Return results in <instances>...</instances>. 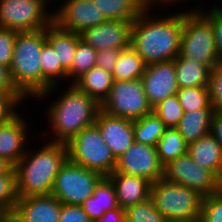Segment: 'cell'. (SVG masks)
Wrapping results in <instances>:
<instances>
[{
	"label": "cell",
	"instance_id": "cell-21",
	"mask_svg": "<svg viewBox=\"0 0 222 222\" xmlns=\"http://www.w3.org/2000/svg\"><path fill=\"white\" fill-rule=\"evenodd\" d=\"M40 63L42 68V93L35 98L36 101L38 100L37 102L48 99L54 90L56 93V89L62 84L59 81L65 79L67 82V72L61 67L60 62H57L56 51L47 41L42 47Z\"/></svg>",
	"mask_w": 222,
	"mask_h": 222
},
{
	"label": "cell",
	"instance_id": "cell-10",
	"mask_svg": "<svg viewBox=\"0 0 222 222\" xmlns=\"http://www.w3.org/2000/svg\"><path fill=\"white\" fill-rule=\"evenodd\" d=\"M101 110L109 115L130 120L140 119L153 112L141 79L113 80L109 96L102 102Z\"/></svg>",
	"mask_w": 222,
	"mask_h": 222
},
{
	"label": "cell",
	"instance_id": "cell-14",
	"mask_svg": "<svg viewBox=\"0 0 222 222\" xmlns=\"http://www.w3.org/2000/svg\"><path fill=\"white\" fill-rule=\"evenodd\" d=\"M141 80L152 108L179 89L174 60L147 65Z\"/></svg>",
	"mask_w": 222,
	"mask_h": 222
},
{
	"label": "cell",
	"instance_id": "cell-28",
	"mask_svg": "<svg viewBox=\"0 0 222 222\" xmlns=\"http://www.w3.org/2000/svg\"><path fill=\"white\" fill-rule=\"evenodd\" d=\"M147 64L130 46L121 50L112 71L113 80L131 81L141 79Z\"/></svg>",
	"mask_w": 222,
	"mask_h": 222
},
{
	"label": "cell",
	"instance_id": "cell-38",
	"mask_svg": "<svg viewBox=\"0 0 222 222\" xmlns=\"http://www.w3.org/2000/svg\"><path fill=\"white\" fill-rule=\"evenodd\" d=\"M26 97L20 91H0V119L6 121L18 113ZM17 107V108H16Z\"/></svg>",
	"mask_w": 222,
	"mask_h": 222
},
{
	"label": "cell",
	"instance_id": "cell-11",
	"mask_svg": "<svg viewBox=\"0 0 222 222\" xmlns=\"http://www.w3.org/2000/svg\"><path fill=\"white\" fill-rule=\"evenodd\" d=\"M163 179L197 191L203 197L222 190V182L209 170L202 168L186 153L163 167Z\"/></svg>",
	"mask_w": 222,
	"mask_h": 222
},
{
	"label": "cell",
	"instance_id": "cell-32",
	"mask_svg": "<svg viewBox=\"0 0 222 222\" xmlns=\"http://www.w3.org/2000/svg\"><path fill=\"white\" fill-rule=\"evenodd\" d=\"M177 96L184 112L213 108L208 87L179 88Z\"/></svg>",
	"mask_w": 222,
	"mask_h": 222
},
{
	"label": "cell",
	"instance_id": "cell-34",
	"mask_svg": "<svg viewBox=\"0 0 222 222\" xmlns=\"http://www.w3.org/2000/svg\"><path fill=\"white\" fill-rule=\"evenodd\" d=\"M125 222H167L151 198L125 209Z\"/></svg>",
	"mask_w": 222,
	"mask_h": 222
},
{
	"label": "cell",
	"instance_id": "cell-24",
	"mask_svg": "<svg viewBox=\"0 0 222 222\" xmlns=\"http://www.w3.org/2000/svg\"><path fill=\"white\" fill-rule=\"evenodd\" d=\"M213 108H201L184 112L180 122L175 127L187 144H190L210 133Z\"/></svg>",
	"mask_w": 222,
	"mask_h": 222
},
{
	"label": "cell",
	"instance_id": "cell-17",
	"mask_svg": "<svg viewBox=\"0 0 222 222\" xmlns=\"http://www.w3.org/2000/svg\"><path fill=\"white\" fill-rule=\"evenodd\" d=\"M117 160L135 142L133 120L100 110L94 123Z\"/></svg>",
	"mask_w": 222,
	"mask_h": 222
},
{
	"label": "cell",
	"instance_id": "cell-19",
	"mask_svg": "<svg viewBox=\"0 0 222 222\" xmlns=\"http://www.w3.org/2000/svg\"><path fill=\"white\" fill-rule=\"evenodd\" d=\"M107 177L115 187L118 205L122 209L150 198L152 182L148 179L117 173L115 170Z\"/></svg>",
	"mask_w": 222,
	"mask_h": 222
},
{
	"label": "cell",
	"instance_id": "cell-48",
	"mask_svg": "<svg viewBox=\"0 0 222 222\" xmlns=\"http://www.w3.org/2000/svg\"><path fill=\"white\" fill-rule=\"evenodd\" d=\"M12 167L6 160L0 158V176L5 175Z\"/></svg>",
	"mask_w": 222,
	"mask_h": 222
},
{
	"label": "cell",
	"instance_id": "cell-27",
	"mask_svg": "<svg viewBox=\"0 0 222 222\" xmlns=\"http://www.w3.org/2000/svg\"><path fill=\"white\" fill-rule=\"evenodd\" d=\"M107 20L134 22L146 9L145 0H93Z\"/></svg>",
	"mask_w": 222,
	"mask_h": 222
},
{
	"label": "cell",
	"instance_id": "cell-46",
	"mask_svg": "<svg viewBox=\"0 0 222 222\" xmlns=\"http://www.w3.org/2000/svg\"><path fill=\"white\" fill-rule=\"evenodd\" d=\"M180 1H182V3H183V1H186V0H145V2H146V5H147V8H151V7H154L155 9H157V7L159 6V8L160 7H163L164 6V8L166 7V6H171L172 5V3H177V4H179V2ZM169 3V4H168ZM158 4V5H157ZM163 5V6H162ZM155 6H157V7H155Z\"/></svg>",
	"mask_w": 222,
	"mask_h": 222
},
{
	"label": "cell",
	"instance_id": "cell-42",
	"mask_svg": "<svg viewBox=\"0 0 222 222\" xmlns=\"http://www.w3.org/2000/svg\"><path fill=\"white\" fill-rule=\"evenodd\" d=\"M123 49H105L98 51L96 66L112 73L117 59Z\"/></svg>",
	"mask_w": 222,
	"mask_h": 222
},
{
	"label": "cell",
	"instance_id": "cell-7",
	"mask_svg": "<svg viewBox=\"0 0 222 222\" xmlns=\"http://www.w3.org/2000/svg\"><path fill=\"white\" fill-rule=\"evenodd\" d=\"M183 11L180 55L206 65H218L213 29L210 22L198 11Z\"/></svg>",
	"mask_w": 222,
	"mask_h": 222
},
{
	"label": "cell",
	"instance_id": "cell-3",
	"mask_svg": "<svg viewBox=\"0 0 222 222\" xmlns=\"http://www.w3.org/2000/svg\"><path fill=\"white\" fill-rule=\"evenodd\" d=\"M62 93L46 107V116L51 124L50 134H53L49 141L66 144L82 129L95 123L101 104L74 84Z\"/></svg>",
	"mask_w": 222,
	"mask_h": 222
},
{
	"label": "cell",
	"instance_id": "cell-16",
	"mask_svg": "<svg viewBox=\"0 0 222 222\" xmlns=\"http://www.w3.org/2000/svg\"><path fill=\"white\" fill-rule=\"evenodd\" d=\"M24 116L16 113L11 119L0 124V158L13 167L26 153L29 125ZM28 127V128H27Z\"/></svg>",
	"mask_w": 222,
	"mask_h": 222
},
{
	"label": "cell",
	"instance_id": "cell-45",
	"mask_svg": "<svg viewBox=\"0 0 222 222\" xmlns=\"http://www.w3.org/2000/svg\"><path fill=\"white\" fill-rule=\"evenodd\" d=\"M92 222H125V209L118 207L107 211L99 219Z\"/></svg>",
	"mask_w": 222,
	"mask_h": 222
},
{
	"label": "cell",
	"instance_id": "cell-29",
	"mask_svg": "<svg viewBox=\"0 0 222 222\" xmlns=\"http://www.w3.org/2000/svg\"><path fill=\"white\" fill-rule=\"evenodd\" d=\"M166 128L164 122L154 112L133 120L135 141L153 147L157 146Z\"/></svg>",
	"mask_w": 222,
	"mask_h": 222
},
{
	"label": "cell",
	"instance_id": "cell-18",
	"mask_svg": "<svg viewBox=\"0 0 222 222\" xmlns=\"http://www.w3.org/2000/svg\"><path fill=\"white\" fill-rule=\"evenodd\" d=\"M61 206L52 194L18 197L13 213L20 222H58Z\"/></svg>",
	"mask_w": 222,
	"mask_h": 222
},
{
	"label": "cell",
	"instance_id": "cell-36",
	"mask_svg": "<svg viewBox=\"0 0 222 222\" xmlns=\"http://www.w3.org/2000/svg\"><path fill=\"white\" fill-rule=\"evenodd\" d=\"M214 7L209 6V10L203 11V7L192 8V10H198L211 24L213 29V35L215 40V47L218 59V65H222V6L214 4Z\"/></svg>",
	"mask_w": 222,
	"mask_h": 222
},
{
	"label": "cell",
	"instance_id": "cell-13",
	"mask_svg": "<svg viewBox=\"0 0 222 222\" xmlns=\"http://www.w3.org/2000/svg\"><path fill=\"white\" fill-rule=\"evenodd\" d=\"M115 171L142 177L152 183L163 178V166L158 159L157 148L136 141L117 159Z\"/></svg>",
	"mask_w": 222,
	"mask_h": 222
},
{
	"label": "cell",
	"instance_id": "cell-37",
	"mask_svg": "<svg viewBox=\"0 0 222 222\" xmlns=\"http://www.w3.org/2000/svg\"><path fill=\"white\" fill-rule=\"evenodd\" d=\"M200 218L203 222H222V190L203 197Z\"/></svg>",
	"mask_w": 222,
	"mask_h": 222
},
{
	"label": "cell",
	"instance_id": "cell-2",
	"mask_svg": "<svg viewBox=\"0 0 222 222\" xmlns=\"http://www.w3.org/2000/svg\"><path fill=\"white\" fill-rule=\"evenodd\" d=\"M41 147L33 153L27 149L14 166L18 197L50 195L55 177L68 159L65 143L47 141Z\"/></svg>",
	"mask_w": 222,
	"mask_h": 222
},
{
	"label": "cell",
	"instance_id": "cell-23",
	"mask_svg": "<svg viewBox=\"0 0 222 222\" xmlns=\"http://www.w3.org/2000/svg\"><path fill=\"white\" fill-rule=\"evenodd\" d=\"M80 206L92 221L99 219L105 212L118 208L116 191L111 180L104 176L95 186L93 195Z\"/></svg>",
	"mask_w": 222,
	"mask_h": 222
},
{
	"label": "cell",
	"instance_id": "cell-39",
	"mask_svg": "<svg viewBox=\"0 0 222 222\" xmlns=\"http://www.w3.org/2000/svg\"><path fill=\"white\" fill-rule=\"evenodd\" d=\"M208 88L213 109L222 111V65L211 69Z\"/></svg>",
	"mask_w": 222,
	"mask_h": 222
},
{
	"label": "cell",
	"instance_id": "cell-31",
	"mask_svg": "<svg viewBox=\"0 0 222 222\" xmlns=\"http://www.w3.org/2000/svg\"><path fill=\"white\" fill-rule=\"evenodd\" d=\"M98 51L80 40L74 54L71 69L67 72V81L73 84L78 78L84 75L91 68L96 66Z\"/></svg>",
	"mask_w": 222,
	"mask_h": 222
},
{
	"label": "cell",
	"instance_id": "cell-25",
	"mask_svg": "<svg viewBox=\"0 0 222 222\" xmlns=\"http://www.w3.org/2000/svg\"><path fill=\"white\" fill-rule=\"evenodd\" d=\"M179 88L208 87L211 69L180 54L174 59Z\"/></svg>",
	"mask_w": 222,
	"mask_h": 222
},
{
	"label": "cell",
	"instance_id": "cell-15",
	"mask_svg": "<svg viewBox=\"0 0 222 222\" xmlns=\"http://www.w3.org/2000/svg\"><path fill=\"white\" fill-rule=\"evenodd\" d=\"M132 24L123 20H106L80 33L81 40L97 51L126 49L131 46Z\"/></svg>",
	"mask_w": 222,
	"mask_h": 222
},
{
	"label": "cell",
	"instance_id": "cell-35",
	"mask_svg": "<svg viewBox=\"0 0 222 222\" xmlns=\"http://www.w3.org/2000/svg\"><path fill=\"white\" fill-rule=\"evenodd\" d=\"M17 199L15 171L12 167L5 175L0 176V213L13 212Z\"/></svg>",
	"mask_w": 222,
	"mask_h": 222
},
{
	"label": "cell",
	"instance_id": "cell-5",
	"mask_svg": "<svg viewBox=\"0 0 222 222\" xmlns=\"http://www.w3.org/2000/svg\"><path fill=\"white\" fill-rule=\"evenodd\" d=\"M150 198L167 222L200 217L203 196L197 191L160 179L151 186Z\"/></svg>",
	"mask_w": 222,
	"mask_h": 222
},
{
	"label": "cell",
	"instance_id": "cell-6",
	"mask_svg": "<svg viewBox=\"0 0 222 222\" xmlns=\"http://www.w3.org/2000/svg\"><path fill=\"white\" fill-rule=\"evenodd\" d=\"M66 147L68 160L103 176L116 168L117 160L95 124L82 129L66 143Z\"/></svg>",
	"mask_w": 222,
	"mask_h": 222
},
{
	"label": "cell",
	"instance_id": "cell-1",
	"mask_svg": "<svg viewBox=\"0 0 222 222\" xmlns=\"http://www.w3.org/2000/svg\"><path fill=\"white\" fill-rule=\"evenodd\" d=\"M151 10L147 8L131 30V47L147 65L174 60L179 55L183 27V12L170 15L168 11L161 17Z\"/></svg>",
	"mask_w": 222,
	"mask_h": 222
},
{
	"label": "cell",
	"instance_id": "cell-43",
	"mask_svg": "<svg viewBox=\"0 0 222 222\" xmlns=\"http://www.w3.org/2000/svg\"><path fill=\"white\" fill-rule=\"evenodd\" d=\"M0 91H19L12 81L10 68L0 65Z\"/></svg>",
	"mask_w": 222,
	"mask_h": 222
},
{
	"label": "cell",
	"instance_id": "cell-26",
	"mask_svg": "<svg viewBox=\"0 0 222 222\" xmlns=\"http://www.w3.org/2000/svg\"><path fill=\"white\" fill-rule=\"evenodd\" d=\"M113 83L112 73L94 66L73 84L81 91L96 99L100 104L109 96Z\"/></svg>",
	"mask_w": 222,
	"mask_h": 222
},
{
	"label": "cell",
	"instance_id": "cell-8",
	"mask_svg": "<svg viewBox=\"0 0 222 222\" xmlns=\"http://www.w3.org/2000/svg\"><path fill=\"white\" fill-rule=\"evenodd\" d=\"M104 176L66 160L55 177L51 194L62 204L81 205L93 195L95 186Z\"/></svg>",
	"mask_w": 222,
	"mask_h": 222
},
{
	"label": "cell",
	"instance_id": "cell-30",
	"mask_svg": "<svg viewBox=\"0 0 222 222\" xmlns=\"http://www.w3.org/2000/svg\"><path fill=\"white\" fill-rule=\"evenodd\" d=\"M156 148L158 159L164 167L181 155L186 154L188 144L175 127H169L165 129V132L158 141Z\"/></svg>",
	"mask_w": 222,
	"mask_h": 222
},
{
	"label": "cell",
	"instance_id": "cell-33",
	"mask_svg": "<svg viewBox=\"0 0 222 222\" xmlns=\"http://www.w3.org/2000/svg\"><path fill=\"white\" fill-rule=\"evenodd\" d=\"M153 112L164 122L167 128L176 127L184 115L177 94L168 96L158 103Z\"/></svg>",
	"mask_w": 222,
	"mask_h": 222
},
{
	"label": "cell",
	"instance_id": "cell-22",
	"mask_svg": "<svg viewBox=\"0 0 222 222\" xmlns=\"http://www.w3.org/2000/svg\"><path fill=\"white\" fill-rule=\"evenodd\" d=\"M81 36L78 33L62 30L54 22L46 27V41L56 51L57 62L68 72Z\"/></svg>",
	"mask_w": 222,
	"mask_h": 222
},
{
	"label": "cell",
	"instance_id": "cell-41",
	"mask_svg": "<svg viewBox=\"0 0 222 222\" xmlns=\"http://www.w3.org/2000/svg\"><path fill=\"white\" fill-rule=\"evenodd\" d=\"M58 222H92L79 205L62 204Z\"/></svg>",
	"mask_w": 222,
	"mask_h": 222
},
{
	"label": "cell",
	"instance_id": "cell-9",
	"mask_svg": "<svg viewBox=\"0 0 222 222\" xmlns=\"http://www.w3.org/2000/svg\"><path fill=\"white\" fill-rule=\"evenodd\" d=\"M48 3L49 0H0V27L16 32L44 29L53 22Z\"/></svg>",
	"mask_w": 222,
	"mask_h": 222
},
{
	"label": "cell",
	"instance_id": "cell-40",
	"mask_svg": "<svg viewBox=\"0 0 222 222\" xmlns=\"http://www.w3.org/2000/svg\"><path fill=\"white\" fill-rule=\"evenodd\" d=\"M16 31L0 27V65L10 68Z\"/></svg>",
	"mask_w": 222,
	"mask_h": 222
},
{
	"label": "cell",
	"instance_id": "cell-47",
	"mask_svg": "<svg viewBox=\"0 0 222 222\" xmlns=\"http://www.w3.org/2000/svg\"><path fill=\"white\" fill-rule=\"evenodd\" d=\"M0 222H20V220L14 215L13 212H11V213L1 214Z\"/></svg>",
	"mask_w": 222,
	"mask_h": 222
},
{
	"label": "cell",
	"instance_id": "cell-4",
	"mask_svg": "<svg viewBox=\"0 0 222 222\" xmlns=\"http://www.w3.org/2000/svg\"><path fill=\"white\" fill-rule=\"evenodd\" d=\"M46 42V28L17 32L10 74L16 88L28 99L42 93L40 56Z\"/></svg>",
	"mask_w": 222,
	"mask_h": 222
},
{
	"label": "cell",
	"instance_id": "cell-44",
	"mask_svg": "<svg viewBox=\"0 0 222 222\" xmlns=\"http://www.w3.org/2000/svg\"><path fill=\"white\" fill-rule=\"evenodd\" d=\"M210 132L222 147V111L214 110Z\"/></svg>",
	"mask_w": 222,
	"mask_h": 222
},
{
	"label": "cell",
	"instance_id": "cell-49",
	"mask_svg": "<svg viewBox=\"0 0 222 222\" xmlns=\"http://www.w3.org/2000/svg\"><path fill=\"white\" fill-rule=\"evenodd\" d=\"M173 222H203L200 217L192 219V220H182V221H173Z\"/></svg>",
	"mask_w": 222,
	"mask_h": 222
},
{
	"label": "cell",
	"instance_id": "cell-12",
	"mask_svg": "<svg viewBox=\"0 0 222 222\" xmlns=\"http://www.w3.org/2000/svg\"><path fill=\"white\" fill-rule=\"evenodd\" d=\"M62 1L53 11V22L62 30L80 34L107 20L93 0Z\"/></svg>",
	"mask_w": 222,
	"mask_h": 222
},
{
	"label": "cell",
	"instance_id": "cell-20",
	"mask_svg": "<svg viewBox=\"0 0 222 222\" xmlns=\"http://www.w3.org/2000/svg\"><path fill=\"white\" fill-rule=\"evenodd\" d=\"M187 153L194 162L211 171L222 182V147L211 132L188 144Z\"/></svg>",
	"mask_w": 222,
	"mask_h": 222
}]
</instances>
